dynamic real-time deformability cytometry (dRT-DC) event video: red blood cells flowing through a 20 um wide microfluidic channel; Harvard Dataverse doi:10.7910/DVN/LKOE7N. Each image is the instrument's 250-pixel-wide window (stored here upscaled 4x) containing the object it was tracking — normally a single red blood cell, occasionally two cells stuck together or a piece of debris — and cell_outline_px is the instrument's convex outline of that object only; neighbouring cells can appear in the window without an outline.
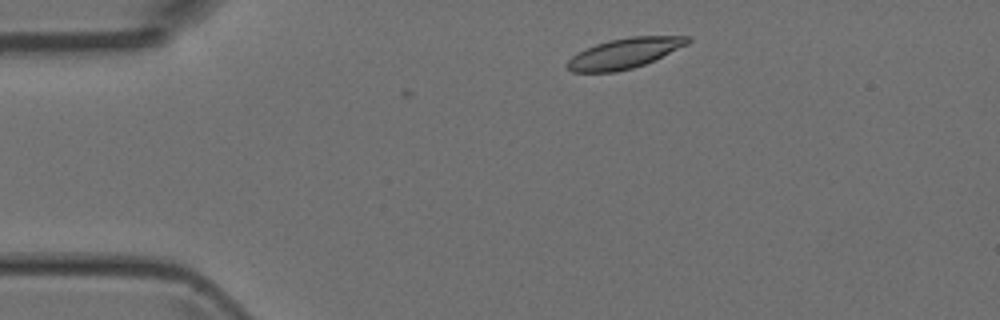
{"species": "Egyptian fruit bat (a non-hibernating species)", "species_latin": "Rousettus aegyptiacus", "temperature_condition": "room temperature", "stored_images_in_passage": 3, "camera_frame_rate_fps": 3000, "um_per_image_px": 0.085, "animal": {"sex": "female"}, "frame": {"image": 1, "passage_image": 1, "time_ms": 0.0, "image_size_px": [1000, 320], "cell_outline_px": [[692, 40], [688, 44], [644, 64], [632, 68], [616, 72], [572, 72], [564, 64], [572, 56], [596, 44], [608, 40], [632, 36], [692, 36]], "centroid_in_image_um": [53.08, 4.52], "position_along_channel_um": 31.9, "area_um2": 21.04}}
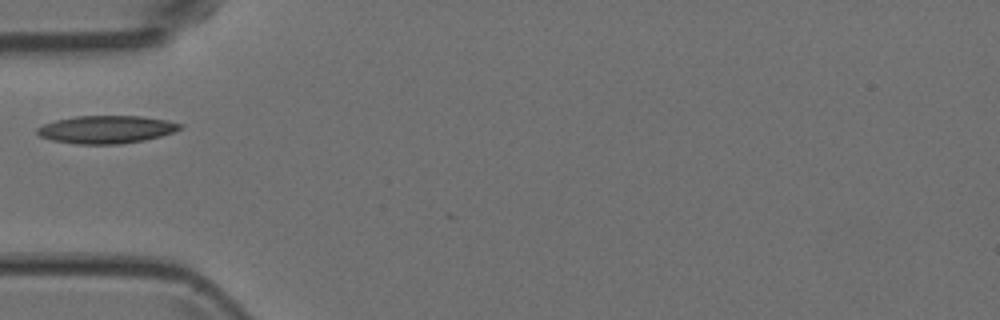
{"frame": {"image": 2, "passage_image": 3, "time_ms": 2.333, "image_size_px": [1000, 320], "cell_outline_px": [[184, 124], [180, 128], [172, 132], [160, 136], [144, 140], [120, 144], [76, 144], [52, 140], [40, 136], [36, 132], [36, 128], [44, 124], [56, 120], [76, 116], [140, 116], [168, 120]], "centroid_in_image_um": [9.03, 11.0], "position_along_channel_um": 76.0, "area_um2": 23.06}}